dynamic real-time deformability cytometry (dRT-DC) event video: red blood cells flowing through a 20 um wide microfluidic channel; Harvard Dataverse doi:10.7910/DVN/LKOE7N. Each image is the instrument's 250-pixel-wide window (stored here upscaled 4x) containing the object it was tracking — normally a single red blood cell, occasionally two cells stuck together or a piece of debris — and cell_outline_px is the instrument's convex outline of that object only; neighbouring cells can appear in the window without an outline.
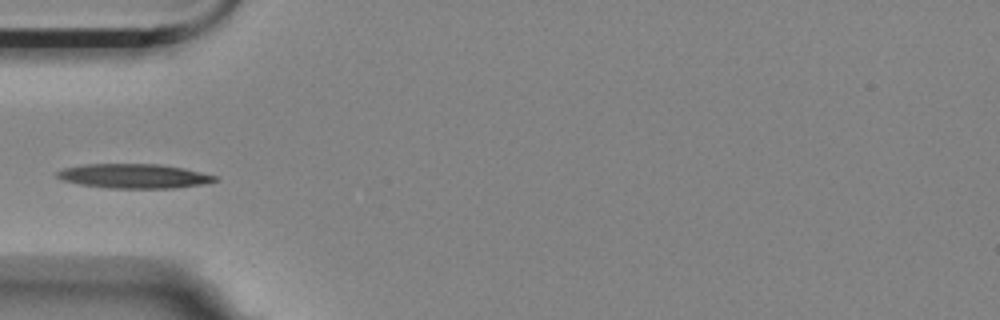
{"species": "Egyptian fruit bat (a non-hibernating species)", "species_latin": "Rousettus aegyptiacus", "temperature_condition": "room temperature", "stored_images_in_passage": 5, "camera_frame_rate_fps": 3000, "um_per_image_px": 0.085, "animal": {"sex": "female"}, "frame": {"image": 1, "passage_image": 5, "time_ms": 1.333, "image_size_px": [1000, 320], "cell_outline_px": [[220, 180], [200, 184], [172, 188], [108, 188], [80, 184], [64, 180], [56, 176], [56, 172], [64, 168], [84, 164], [160, 164], [184, 168], [216, 176]], "centroid_in_image_um": [11.38, 14.96], "position_along_channel_um": 73.6, "area_um2": 22.25}}